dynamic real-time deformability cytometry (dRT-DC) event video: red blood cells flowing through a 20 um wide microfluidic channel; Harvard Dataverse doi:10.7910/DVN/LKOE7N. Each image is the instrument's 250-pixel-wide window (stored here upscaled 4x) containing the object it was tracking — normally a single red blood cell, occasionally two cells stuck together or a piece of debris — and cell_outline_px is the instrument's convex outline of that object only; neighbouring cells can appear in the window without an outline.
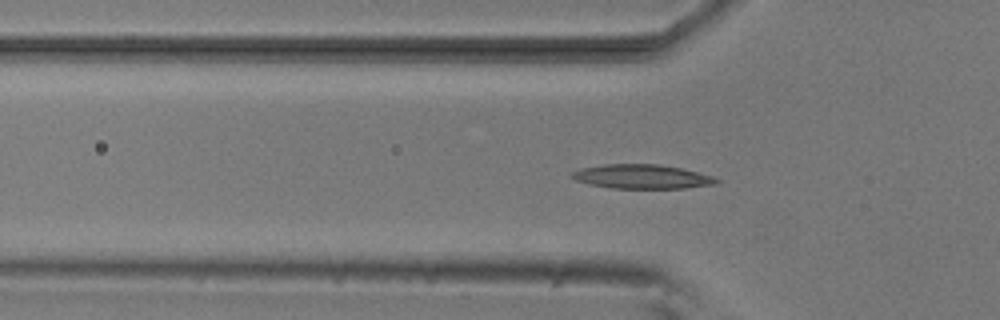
{"species": "common noctule bat (a hibernating species)", "species_latin": "Nyctalus noctula", "temperature_condition": "room temperature", "stored_images_in_passage": 54, "camera_frame_rate_fps": 3000, "um_per_image_px": 0.085, "animal": {"sex": "male", "body_mass_g": 20.5, "forearm_length_mm": 52.5}, "frame": {"image": 1, "passage_image": 17, "time_ms": 5.333, "image_size_px": [1000, 320], "cell_outline_px": [[720, 180], [716, 184], [684, 188], [612, 188], [588, 184], [576, 180], [568, 176], [572, 172], [580, 168], [604, 164], [660, 164], [680, 168], [712, 176]], "centroid_in_image_um": [54.52, 15.01], "position_along_channel_um": 71.3, "area_um2": 20.35}}
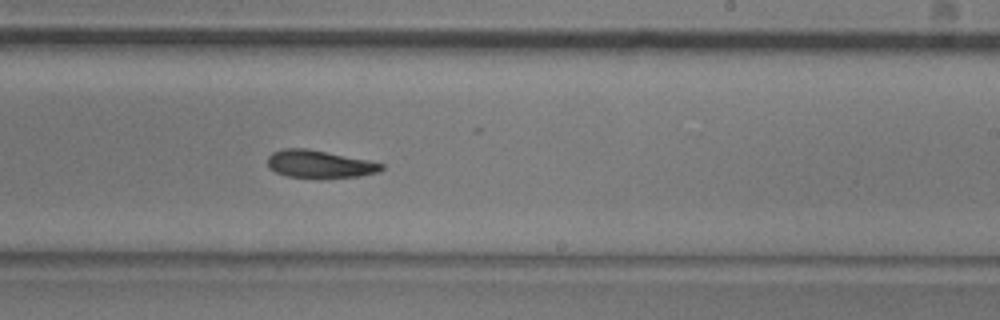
{"frame": {"image": 2, "passage_image": 32, "time_ms": 10.333, "image_size_px": [1000, 320], "cell_outline_px": [[384, 168], [376, 172], [360, 176], [320, 180], [288, 176], [276, 172], [268, 168], [268, 156], [272, 152], [284, 148], [304, 148], [368, 160], [384, 164]], "centroid_in_image_um": [27.14, 13.98], "position_along_channel_um": 261.9, "area_um2": 18.67}}
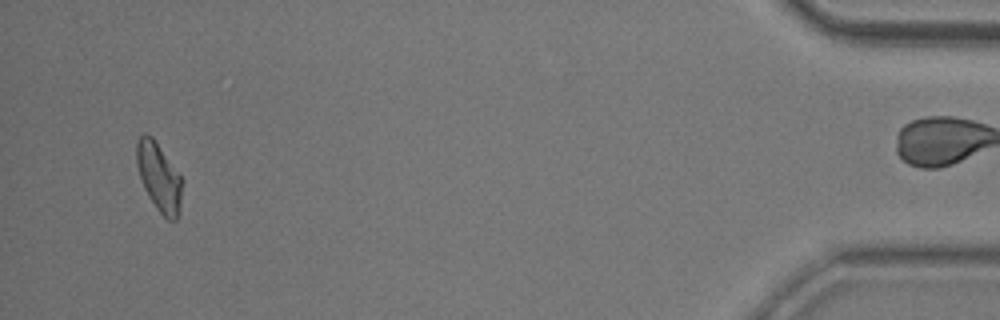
{"frame": {"image": 3, "passage_image": 51, "time_ms": 16.667, "image_size_px": [1000, 320], "cell_outline_px": [[180, 208], [176, 220], [168, 220], [156, 208], [148, 196], [144, 188], [136, 164], [136, 140], [144, 132], [152, 136], [180, 176]], "centroid_in_image_um": [13.46, 15.03], "position_along_channel_um": 421.7, "area_um2": 17.69}}